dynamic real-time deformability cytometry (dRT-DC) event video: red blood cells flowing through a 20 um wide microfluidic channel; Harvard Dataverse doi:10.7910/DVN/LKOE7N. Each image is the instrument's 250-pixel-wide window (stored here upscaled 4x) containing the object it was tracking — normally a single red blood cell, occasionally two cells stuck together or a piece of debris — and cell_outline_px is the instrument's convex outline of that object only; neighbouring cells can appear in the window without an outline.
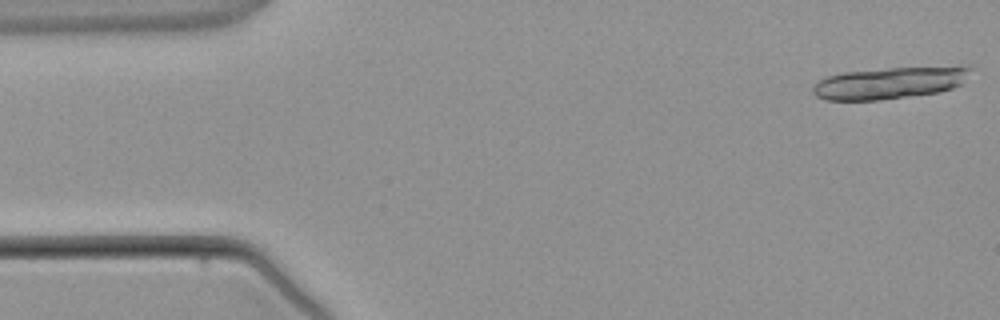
{"species": "common noctule bat (a hibernating species)", "species_latin": "Nyctalus noctula", "temperature_condition": "warm", "stored_images_in_passage": 5, "segment_of_instrument_passage": [1, 2], "camera_frame_rate_fps": 3000, "um_per_image_px": 0.085, "animal": {"sex": "male", "body_mass_g": 21.5, "forearm_length_mm": 52.0}, "frame": {"image": 1, "passage_image": 1, "time_ms": 0.0, "image_size_px": [1000, 320], "cell_outline_px": [[972, 68], [960, 84], [952, 88], [940, 92], [880, 100], [824, 100], [816, 96], [812, 92], [812, 88], [820, 80], [828, 76], [844, 72], [888, 68], [968, 64]], "centroid_in_image_um": [75.68, 7.02], "position_along_channel_um": 9.3, "area_um2": 29.59}}